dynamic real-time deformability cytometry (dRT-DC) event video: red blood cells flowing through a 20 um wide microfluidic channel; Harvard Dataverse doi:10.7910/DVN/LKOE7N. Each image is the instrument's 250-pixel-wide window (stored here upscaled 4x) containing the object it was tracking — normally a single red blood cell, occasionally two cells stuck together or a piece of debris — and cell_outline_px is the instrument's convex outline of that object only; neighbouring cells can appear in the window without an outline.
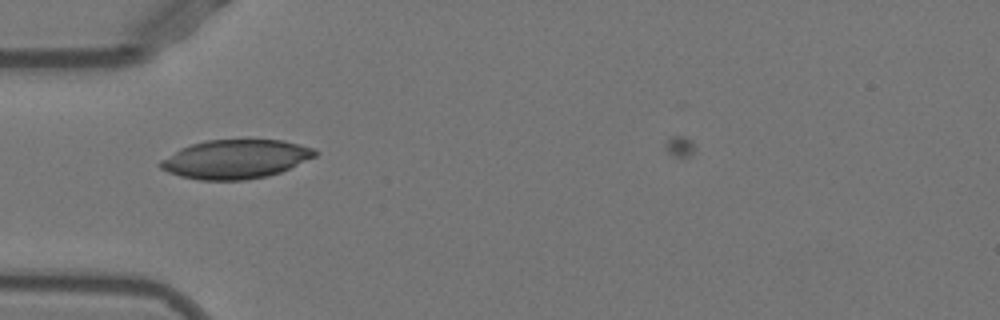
{"species": "Egyptian fruit bat (a non-hibernating species)", "species_latin": "Rousettus aegyptiacus", "temperature_condition": "warm", "stored_images_in_passage": 50, "camera_frame_rate_fps": 3000, "um_per_image_px": 0.085, "animal": {"sex": "female"}, "frame": {"image": 1, "passage_image": 15, "time_ms": 4.667, "image_size_px": [1000, 320], "cell_outline_px": [[320, 152], [316, 156], [280, 172], [268, 176], [244, 180], [200, 180], [180, 176], [168, 172], [160, 168], [156, 164], [160, 160], [180, 148], [204, 140], [284, 140], [316, 148]], "centroid_in_image_um": [20.03, 13.52], "position_along_channel_um": 65.0, "area_um2": 35.26}}
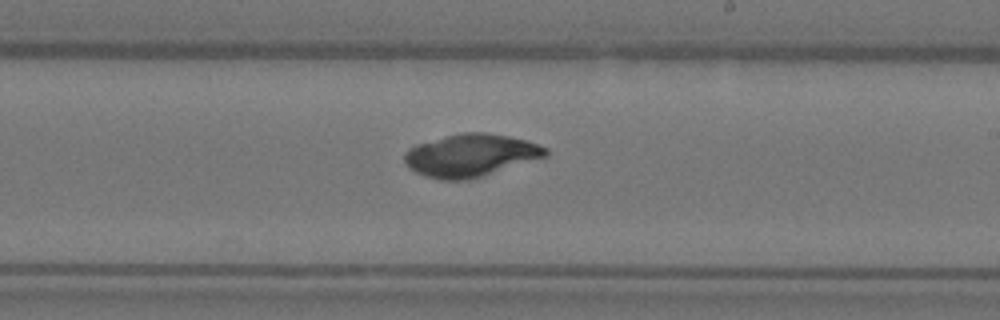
{"frame": {"image": 2, "passage_image": 29, "time_ms": 9.333, "image_size_px": [1000, 320], "cell_outline_px": [[548, 156], [468, 180], [440, 180], [424, 176], [408, 168], [404, 164], [404, 152], [408, 148], [416, 144], [464, 132], [488, 132], [528, 140], [548, 148]], "centroid_in_image_um": [39.99, 13.21], "position_along_channel_um": 249.0, "area_um2": 35.14}}
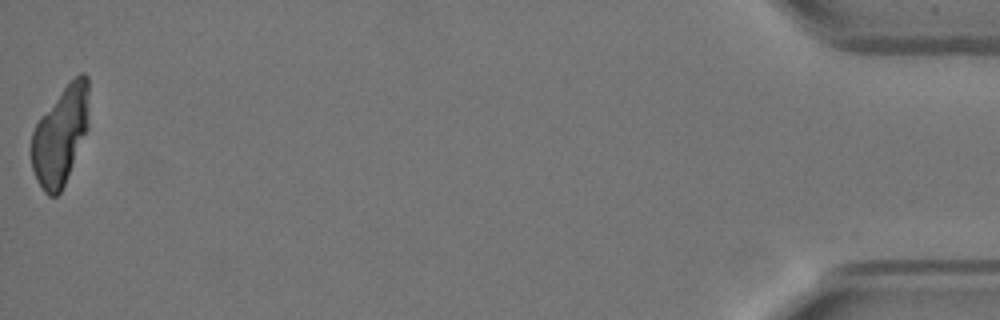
{"frame": {"image": 3, "passage_image": 50, "time_ms": 16.333, "image_size_px": [1000, 320], "cell_outline_px": [[88, 128], [64, 184], [60, 192], [56, 196], [48, 196], [44, 192], [36, 180], [32, 168], [32, 132], [40, 116], [64, 88], [80, 72], [84, 72], [88, 76]], "centroid_in_image_um": [5.13, 11.52], "position_along_channel_um": 430.1, "area_um2": 32.48}}